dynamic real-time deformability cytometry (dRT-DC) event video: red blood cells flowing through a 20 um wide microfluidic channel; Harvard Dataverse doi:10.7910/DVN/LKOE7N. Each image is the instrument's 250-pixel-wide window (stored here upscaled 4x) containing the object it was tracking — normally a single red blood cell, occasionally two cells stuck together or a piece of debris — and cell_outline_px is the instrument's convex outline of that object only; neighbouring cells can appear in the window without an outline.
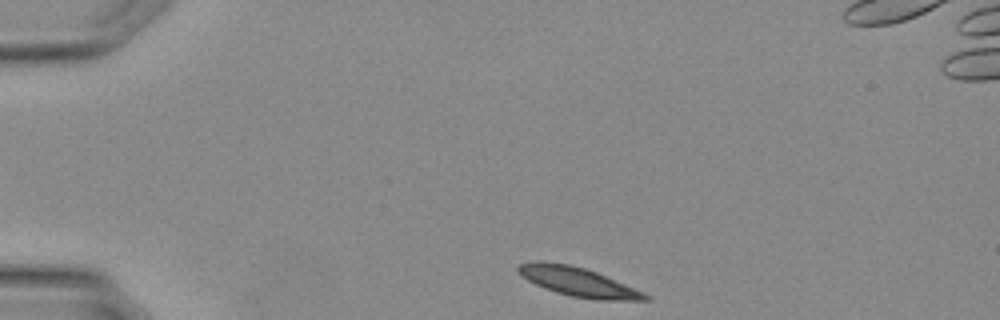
{"species": "Egyptian fruit bat (a non-hibernating species)", "species_latin": "Rousettus aegyptiacus", "temperature_condition": "warm", "stored_images_in_passage": 13, "camera_frame_rate_fps": 3000, "um_per_image_px": 0.085, "animal": {"sex": "female"}, "frame": {"image": 1, "passage_image": 1, "time_ms": 0.0, "image_size_px": [1000, 320], "cell_outline_px": [[648, 300], [600, 300], [572, 296], [556, 292], [544, 288], [528, 280], [516, 272], [516, 268], [520, 264], [536, 260], [568, 264], [584, 268], [596, 272], [644, 292], [648, 296]], "centroid_in_image_um": [49.09, 23.94], "position_along_channel_um": 35.9, "area_um2": 21.21}}
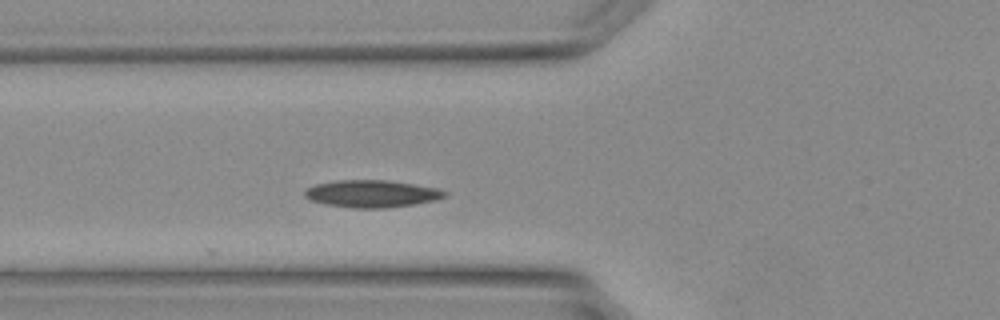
{"frame": {"image": 2, "passage_image": 7, "time_ms": 2.0, "image_size_px": [1000, 320], "cell_outline_px": [[448, 196], [436, 200], [412, 204], [384, 208], [356, 208], [328, 204], [308, 200], [304, 196], [304, 192], [308, 188], [316, 184], [336, 180], [388, 180], [440, 188], [448, 192]], "centroid_in_image_um": [31.64, 16.46], "position_along_channel_um": 94.2, "area_um2": 22.25}}
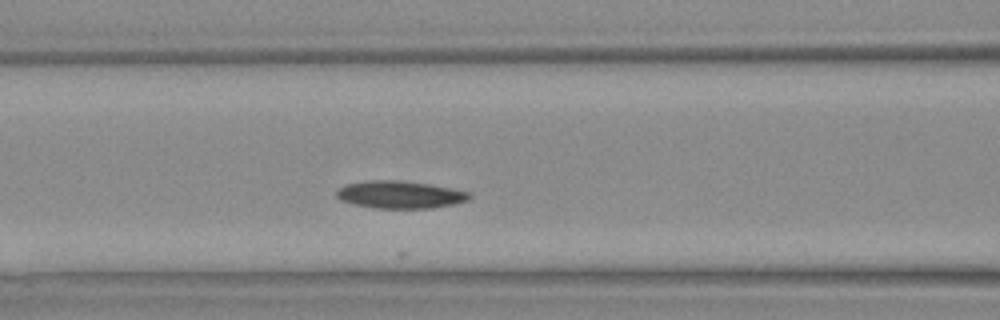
{"frame": {"image": 3, "passage_image": 9, "time_ms": 2.667, "image_size_px": [1000, 320], "cell_outline_px": [[472, 196], [468, 200], [452, 204], [432, 208], [376, 208], [356, 204], [340, 200], [336, 196], [336, 192], [340, 188], [348, 184], [364, 180], [400, 180], [428, 184], [452, 188], [472, 192]], "centroid_in_image_um": [34.03, 16.53], "position_along_channel_um": 132.6, "area_um2": 21.21}}